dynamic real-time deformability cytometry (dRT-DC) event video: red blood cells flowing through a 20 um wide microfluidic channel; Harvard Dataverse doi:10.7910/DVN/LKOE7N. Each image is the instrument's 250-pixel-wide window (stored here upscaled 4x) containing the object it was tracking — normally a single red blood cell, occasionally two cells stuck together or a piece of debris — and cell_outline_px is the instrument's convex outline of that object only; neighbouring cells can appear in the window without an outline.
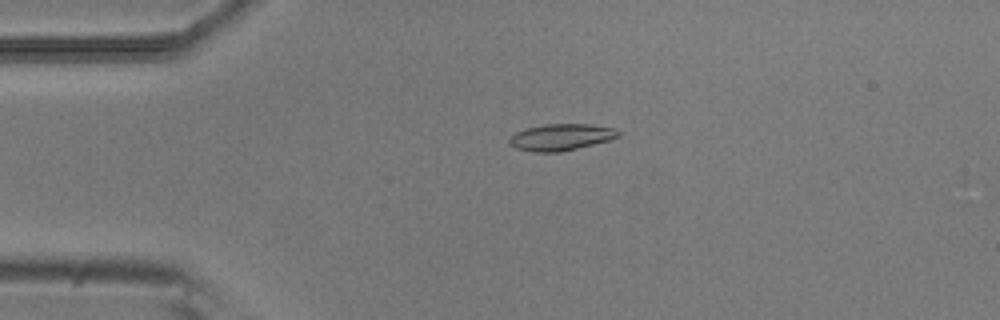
{"species": "common noctule bat (a hibernating species)", "species_latin": "Nyctalus noctula", "temperature_condition": "room temperature", "stored_images_in_passage": 52, "camera_frame_rate_fps": 3000, "um_per_image_px": 0.085, "animal": {"sex": "male", "body_mass_g": 20.5, "forearm_length_mm": 52.5}, "frame": {"image": 1, "passage_image": 12, "time_ms": 3.667, "image_size_px": [1000, 320], "cell_outline_px": [[620, 136], [608, 140], [560, 152], [536, 152], [516, 148], [508, 144], [508, 140], [516, 132], [528, 128], [544, 124], [588, 124], [616, 128], [620, 132]], "centroid_in_image_um": [47.68, 11.65], "position_along_channel_um": 37.3, "area_um2": 16.7}}
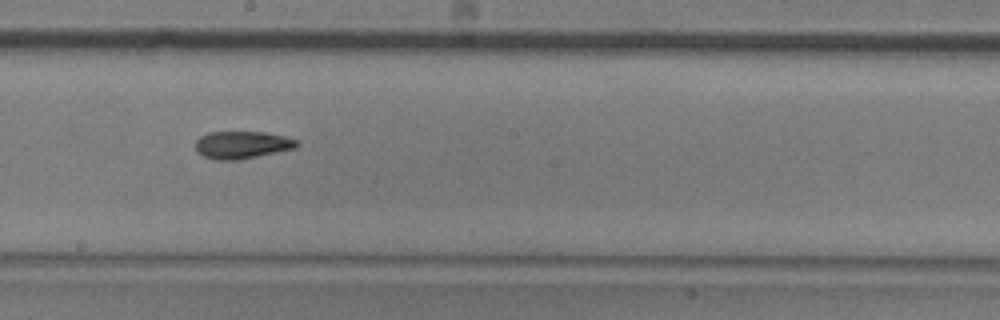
{"frame": {"image": 2, "passage_image": 29, "time_ms": 9.333, "image_size_px": [1000, 320], "cell_outline_px": [[300, 144], [296, 148], [240, 160], [216, 160], [204, 156], [196, 152], [196, 140], [200, 136], [208, 132], [264, 132], [284, 136], [296, 140]], "centroid_in_image_um": [20.56, 12.32], "position_along_channel_um": 227.6, "area_um2": 16.3}}
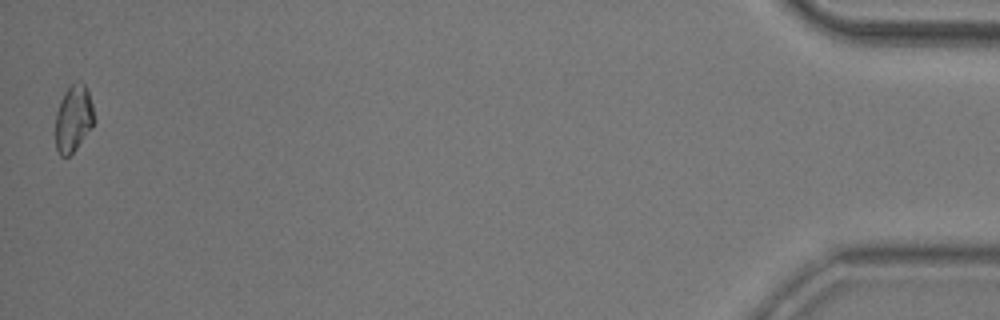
{"frame": {"image": 3, "passage_image": 52, "time_ms": 17.0, "image_size_px": [1000, 320], "cell_outline_px": [[96, 120], [92, 128], [76, 148], [68, 156], [60, 156], [56, 148], [56, 112], [60, 100], [64, 92], [76, 80], [84, 84], [88, 92], [92, 104]], "centroid_in_image_um": [6.25, 10.06], "position_along_channel_um": 428.9, "area_um2": 15.09}, "authors_computed_cell_mechanics": {"area_um2": 16.0973, "velocity_mm_per_s": 3.8723, "shape_relaxation_time_tau1_ms": 7.7737, "shape_relaxation_time_tau2_ms": 7.9944, "deformation_change_tau1": 0.1947, "deformation_change_tau2": 0.1594}}